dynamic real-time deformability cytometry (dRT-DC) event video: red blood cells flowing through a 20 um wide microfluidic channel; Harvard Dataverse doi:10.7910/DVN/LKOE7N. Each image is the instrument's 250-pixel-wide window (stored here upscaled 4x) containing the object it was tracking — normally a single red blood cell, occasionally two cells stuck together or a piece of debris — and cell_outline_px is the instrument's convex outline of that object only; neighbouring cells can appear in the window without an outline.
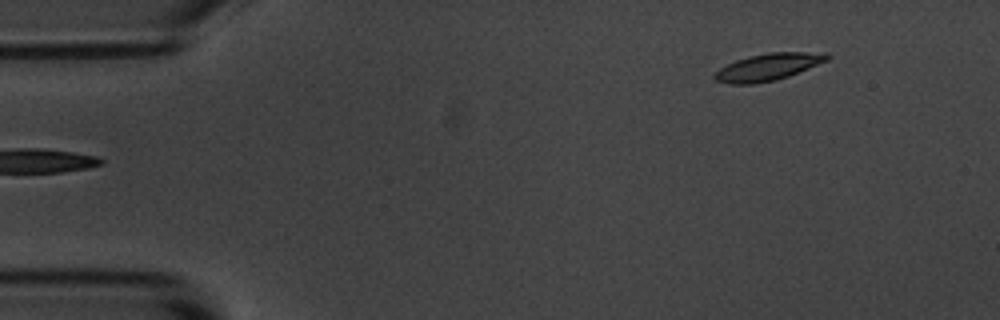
{"species": "common noctule bat (a hibernating species)", "species_latin": "Nyctalus noctula", "temperature_condition": "room temperature", "stored_images_in_passage": 5, "camera_frame_rate_fps": 3000, "um_per_image_px": 0.085, "animal": {"sex": "male", "body_mass_g": 20.1, "forearm_length_mm": 53.5}, "frame": {"image": 1, "passage_image": 1, "time_ms": 0.0, "image_size_px": [1000, 320], "cell_outline_px": [[832, 56], [828, 60], [788, 76], [776, 80], [752, 84], [728, 84], [716, 80], [712, 76], [720, 68], [736, 60], [748, 56], [768, 52], [828, 52]], "centroid_in_image_um": [65.31, 5.68], "position_along_channel_um": 19.7, "area_um2": 17.74}}